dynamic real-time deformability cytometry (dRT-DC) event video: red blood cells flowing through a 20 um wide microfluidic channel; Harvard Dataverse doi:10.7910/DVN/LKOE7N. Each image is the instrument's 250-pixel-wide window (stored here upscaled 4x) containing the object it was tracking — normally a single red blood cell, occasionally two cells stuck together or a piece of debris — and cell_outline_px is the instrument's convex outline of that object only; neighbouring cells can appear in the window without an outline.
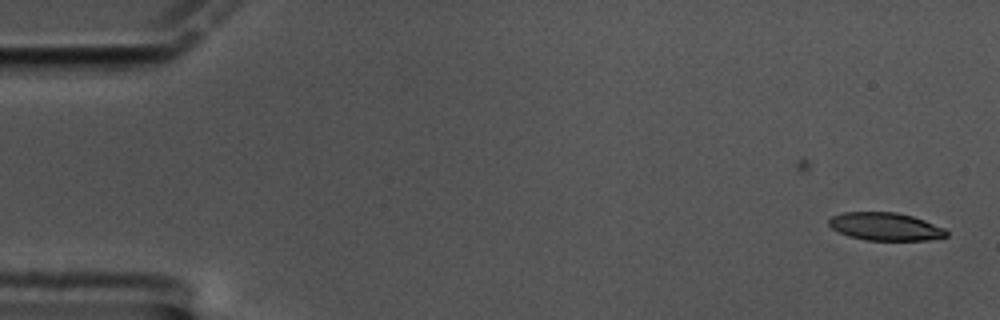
{"species": "common noctule bat (a hibernating species)", "species_latin": "Nyctalus noctula", "temperature_condition": "cold", "stored_images_in_passage": 57, "camera_frame_rate_fps": 3000, "um_per_image_px": 0.085, "animal": {"sex": "male", "body_mass_g": 17.5, "forearm_length_mm": 52.3}, "frame": {"image": 1, "passage_image": 1, "time_ms": 0.0, "image_size_px": [1000, 320], "cell_outline_px": [[948, 236], [928, 240], [864, 240], [848, 236], [832, 228], [828, 224], [828, 220], [832, 216], [844, 212], [896, 212], [912, 216], [924, 220], [944, 228], [948, 232]], "centroid_in_image_um": [75.25, 19.26], "position_along_channel_um": 9.7, "area_um2": 19.07}}
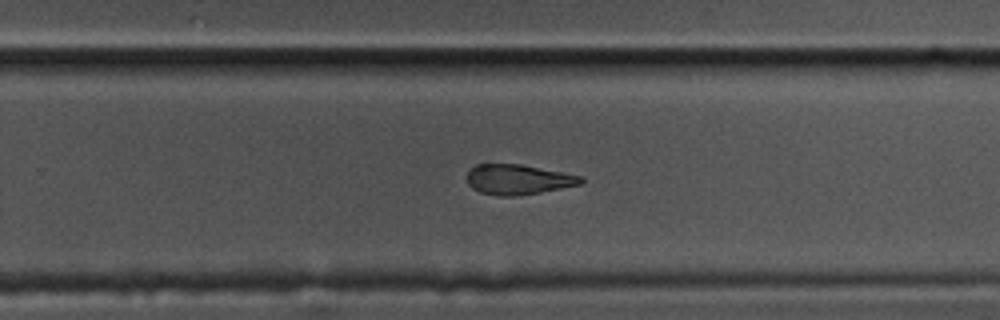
{"frame": {"image": 2, "passage_image": 37, "time_ms": 12.0, "image_size_px": [1000, 320], "cell_outline_px": [[584, 180], [580, 184], [540, 192], [516, 196], [500, 196], [480, 192], [472, 188], [468, 184], [468, 172], [476, 164], [520, 164], [584, 176]], "centroid_in_image_um": [44.05, 15.25], "position_along_channel_um": 285.8, "area_um2": 19.83}}
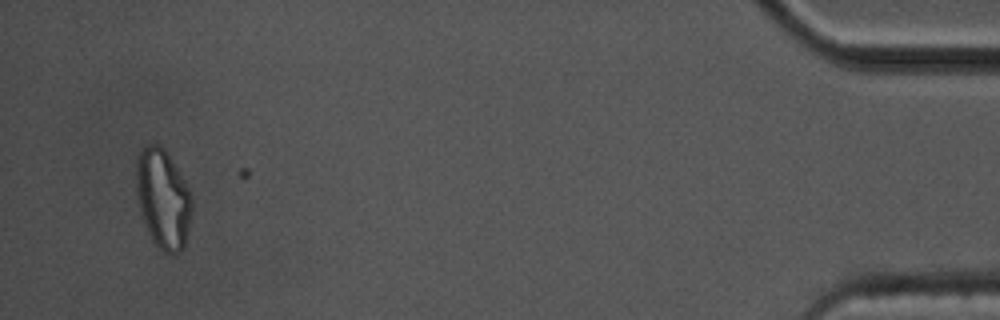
{"frame": {"image": 3, "passage_image": 56, "time_ms": 18.333, "image_size_px": [1000, 320], "cell_outline_px": [[192, 208], [184, 248], [180, 252], [172, 256], [168, 256], [152, 240], [148, 232], [140, 212], [136, 192], [136, 156], [144, 144], [160, 144], [164, 148], [184, 180], [192, 196]], "centroid_in_image_um": [13.84, 16.9], "position_along_channel_um": 421.4, "area_um2": 32.54}, "authors_computed_cell_mechanics": {"area_um2": 20.7502, "velocity_mm_per_s": 3.3838, "shape_relaxation_time_tau1_ms": null, "shape_relaxation_time_tau2_ms": 3.2202, "deformation_change_tau1": null, "deformation_change_tau2": 0.1021}}